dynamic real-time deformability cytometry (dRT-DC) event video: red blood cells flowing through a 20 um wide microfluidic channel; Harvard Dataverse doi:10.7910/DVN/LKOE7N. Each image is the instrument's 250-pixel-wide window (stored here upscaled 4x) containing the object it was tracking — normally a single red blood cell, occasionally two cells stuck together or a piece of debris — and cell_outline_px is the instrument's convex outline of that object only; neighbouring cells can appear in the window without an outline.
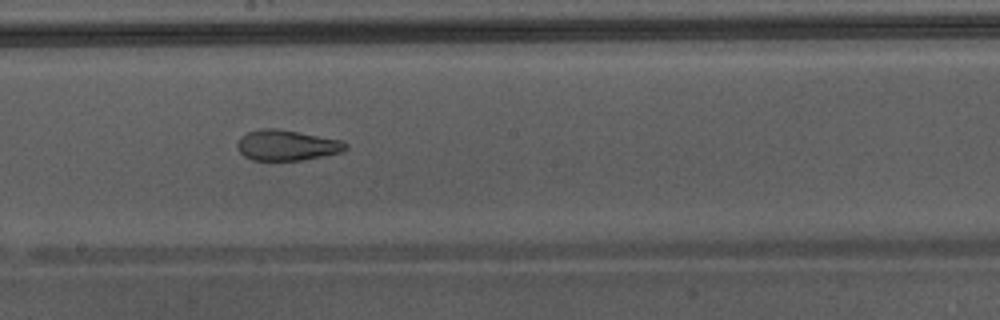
{"species": "Egyptian fruit bat (a non-hibernating species)", "species_latin": "Rousettus aegyptiacus", "temperature_condition": "warm", "stored_images_in_passage": 48, "camera_frame_rate_fps": 3000, "um_per_image_px": 0.085, "animal": {"sex": "male"}, "frame": {"image": 1, "passage_image": 28, "time_ms": 9.0, "image_size_px": [1000, 320], "cell_outline_px": [[348, 148], [344, 152], [300, 160], [252, 160], [244, 156], [236, 148], [236, 144], [240, 136], [248, 132], [260, 128], [276, 128], [344, 140], [348, 144]], "centroid_in_image_um": [24.39, 12.34], "position_along_channel_um": 223.8, "area_um2": 19.54}, "authors_computed_cell_mechanics": {"area_um2": 25.0563, "velocity_mm_per_s": 4.3997, "shape_relaxation_time_tau1_ms": null, "shape_relaxation_time_tau2_ms": 1.3625, "deformation_change_tau1": null, "deformation_change_tau2": 0.0928}}